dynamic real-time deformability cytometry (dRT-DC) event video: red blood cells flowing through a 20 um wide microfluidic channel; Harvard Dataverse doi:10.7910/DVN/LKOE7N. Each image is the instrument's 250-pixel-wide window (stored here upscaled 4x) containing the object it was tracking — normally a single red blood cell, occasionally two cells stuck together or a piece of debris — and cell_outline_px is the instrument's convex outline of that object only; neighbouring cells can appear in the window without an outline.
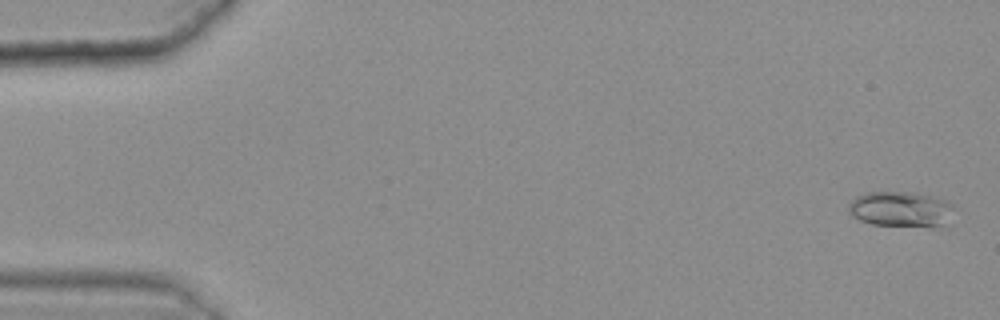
{"species": "common noctule bat (a hibernating species)", "species_latin": "Nyctalus noctula", "temperature_condition": "warm", "stored_images_in_passage": 49, "camera_frame_rate_fps": 3000, "um_per_image_px": 0.085, "animal": {"sex": "female", "body_mass_g": 25.1}, "frame": {"image": 1, "passage_image": 2, "time_ms": 0.333, "image_size_px": [1000, 320], "cell_outline_px": [[952, 208], [944, 224], [872, 224], [860, 220], [852, 216], [848, 212], [848, 204], [856, 196], [868, 192], [916, 192], [932, 196], [944, 200], [952, 204]], "centroid_in_image_um": [76.45, 17.72], "position_along_channel_um": 8.5, "area_um2": 20.81}}
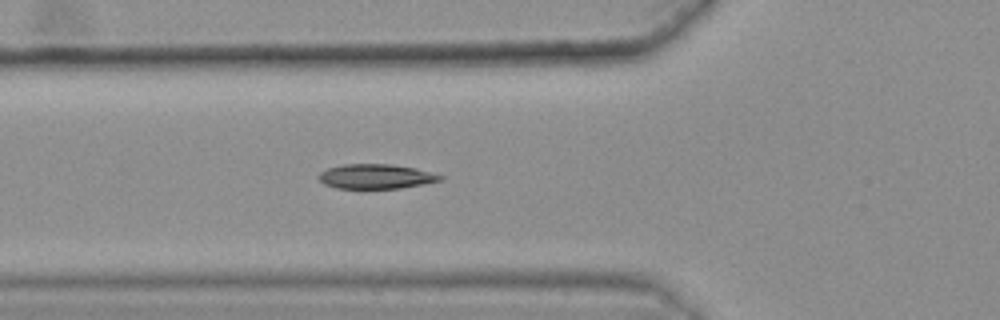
{"frame": {"image": 2, "passage_image": 21, "time_ms": 6.667, "image_size_px": [1000, 320], "cell_outline_px": [[444, 180], [424, 184], [400, 188], [360, 192], [336, 188], [324, 184], [316, 176], [320, 172], [328, 168], [344, 164], [392, 164], [416, 168], [444, 176]], "centroid_in_image_um": [31.92, 15.05], "position_along_channel_um": 93.9, "area_um2": 18.44}}
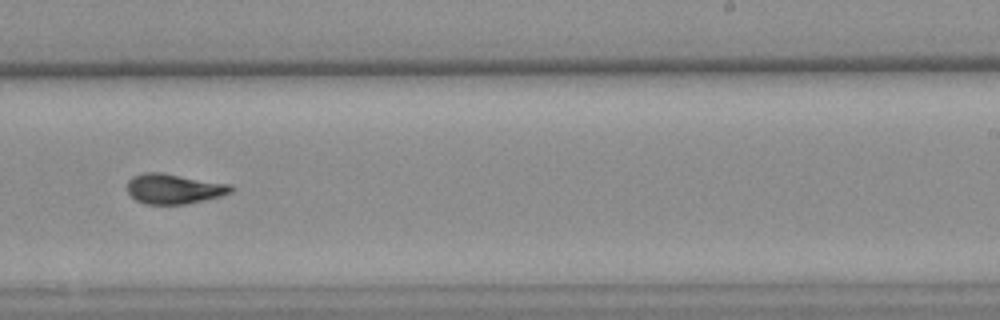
{"frame": {"image": 3, "passage_image": 36, "time_ms": 11.667, "image_size_px": [1000, 320], "cell_outline_px": [[236, 188], [232, 192], [220, 196], [204, 200], [184, 204], [144, 204], [136, 200], [128, 192], [128, 180], [132, 176], [144, 172], [160, 172], [232, 184]], "centroid_in_image_um": [14.81, 16.04], "position_along_channel_um": 274.2, "area_um2": 18.26}, "authors_computed_cell_mechanics": {"area_um2": 17.918, "velocity_mm_per_s": 3.6167, "shape_relaxation_time_tau1_ms": null, "shape_relaxation_time_tau2_ms": 2.3126, "deformation_change_tau1": null, "deformation_change_tau2": 0.0886}}